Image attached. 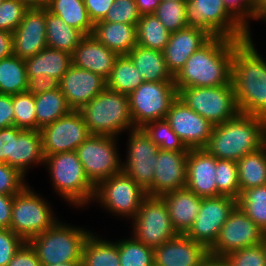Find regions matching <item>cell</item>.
I'll return each instance as SVG.
<instances>
[{
    "label": "cell",
    "instance_id": "cell-42",
    "mask_svg": "<svg viewBox=\"0 0 266 266\" xmlns=\"http://www.w3.org/2000/svg\"><path fill=\"white\" fill-rule=\"evenodd\" d=\"M216 167L217 196L224 195L238 199L240 186L237 162L217 159Z\"/></svg>",
    "mask_w": 266,
    "mask_h": 266
},
{
    "label": "cell",
    "instance_id": "cell-25",
    "mask_svg": "<svg viewBox=\"0 0 266 266\" xmlns=\"http://www.w3.org/2000/svg\"><path fill=\"white\" fill-rule=\"evenodd\" d=\"M118 57L117 53L101 44L93 35H86L74 49L72 64L107 79Z\"/></svg>",
    "mask_w": 266,
    "mask_h": 266
},
{
    "label": "cell",
    "instance_id": "cell-18",
    "mask_svg": "<svg viewBox=\"0 0 266 266\" xmlns=\"http://www.w3.org/2000/svg\"><path fill=\"white\" fill-rule=\"evenodd\" d=\"M165 119L187 149H204L208 144L214 125L178 98Z\"/></svg>",
    "mask_w": 266,
    "mask_h": 266
},
{
    "label": "cell",
    "instance_id": "cell-61",
    "mask_svg": "<svg viewBox=\"0 0 266 266\" xmlns=\"http://www.w3.org/2000/svg\"><path fill=\"white\" fill-rule=\"evenodd\" d=\"M48 266H82V261L65 262Z\"/></svg>",
    "mask_w": 266,
    "mask_h": 266
},
{
    "label": "cell",
    "instance_id": "cell-32",
    "mask_svg": "<svg viewBox=\"0 0 266 266\" xmlns=\"http://www.w3.org/2000/svg\"><path fill=\"white\" fill-rule=\"evenodd\" d=\"M91 232L82 250V266H121L118 241L99 238Z\"/></svg>",
    "mask_w": 266,
    "mask_h": 266
},
{
    "label": "cell",
    "instance_id": "cell-64",
    "mask_svg": "<svg viewBox=\"0 0 266 266\" xmlns=\"http://www.w3.org/2000/svg\"><path fill=\"white\" fill-rule=\"evenodd\" d=\"M261 245L263 247V250H264V254H265V257H266V235L264 236L262 242H261Z\"/></svg>",
    "mask_w": 266,
    "mask_h": 266
},
{
    "label": "cell",
    "instance_id": "cell-57",
    "mask_svg": "<svg viewBox=\"0 0 266 266\" xmlns=\"http://www.w3.org/2000/svg\"><path fill=\"white\" fill-rule=\"evenodd\" d=\"M13 55L12 32L0 30V60Z\"/></svg>",
    "mask_w": 266,
    "mask_h": 266
},
{
    "label": "cell",
    "instance_id": "cell-56",
    "mask_svg": "<svg viewBox=\"0 0 266 266\" xmlns=\"http://www.w3.org/2000/svg\"><path fill=\"white\" fill-rule=\"evenodd\" d=\"M13 196L0 194V229H9L12 217Z\"/></svg>",
    "mask_w": 266,
    "mask_h": 266
},
{
    "label": "cell",
    "instance_id": "cell-39",
    "mask_svg": "<svg viewBox=\"0 0 266 266\" xmlns=\"http://www.w3.org/2000/svg\"><path fill=\"white\" fill-rule=\"evenodd\" d=\"M237 206L266 232V185L243 191L237 199Z\"/></svg>",
    "mask_w": 266,
    "mask_h": 266
},
{
    "label": "cell",
    "instance_id": "cell-51",
    "mask_svg": "<svg viewBox=\"0 0 266 266\" xmlns=\"http://www.w3.org/2000/svg\"><path fill=\"white\" fill-rule=\"evenodd\" d=\"M23 130L24 129L16 126L0 129V163H6L13 167L14 139H16Z\"/></svg>",
    "mask_w": 266,
    "mask_h": 266
},
{
    "label": "cell",
    "instance_id": "cell-24",
    "mask_svg": "<svg viewBox=\"0 0 266 266\" xmlns=\"http://www.w3.org/2000/svg\"><path fill=\"white\" fill-rule=\"evenodd\" d=\"M212 37L198 28L186 27L171 32L163 53L167 68L173 76L180 71L188 58Z\"/></svg>",
    "mask_w": 266,
    "mask_h": 266
},
{
    "label": "cell",
    "instance_id": "cell-36",
    "mask_svg": "<svg viewBox=\"0 0 266 266\" xmlns=\"http://www.w3.org/2000/svg\"><path fill=\"white\" fill-rule=\"evenodd\" d=\"M143 82V78L132 60L127 55H121L116 59L115 65L106 79V87L129 95Z\"/></svg>",
    "mask_w": 266,
    "mask_h": 266
},
{
    "label": "cell",
    "instance_id": "cell-30",
    "mask_svg": "<svg viewBox=\"0 0 266 266\" xmlns=\"http://www.w3.org/2000/svg\"><path fill=\"white\" fill-rule=\"evenodd\" d=\"M44 161L40 130H23L14 139L13 167L25 176L29 167L44 165Z\"/></svg>",
    "mask_w": 266,
    "mask_h": 266
},
{
    "label": "cell",
    "instance_id": "cell-19",
    "mask_svg": "<svg viewBox=\"0 0 266 266\" xmlns=\"http://www.w3.org/2000/svg\"><path fill=\"white\" fill-rule=\"evenodd\" d=\"M186 151L159 150L154 171L153 185L146 191L149 196H162L165 193L184 189L187 176Z\"/></svg>",
    "mask_w": 266,
    "mask_h": 266
},
{
    "label": "cell",
    "instance_id": "cell-21",
    "mask_svg": "<svg viewBox=\"0 0 266 266\" xmlns=\"http://www.w3.org/2000/svg\"><path fill=\"white\" fill-rule=\"evenodd\" d=\"M209 250L185 234H178L154 249L156 266H204Z\"/></svg>",
    "mask_w": 266,
    "mask_h": 266
},
{
    "label": "cell",
    "instance_id": "cell-10",
    "mask_svg": "<svg viewBox=\"0 0 266 266\" xmlns=\"http://www.w3.org/2000/svg\"><path fill=\"white\" fill-rule=\"evenodd\" d=\"M146 196V192L132 178L120 172L95 186L92 202L97 201L114 216L133 220Z\"/></svg>",
    "mask_w": 266,
    "mask_h": 266
},
{
    "label": "cell",
    "instance_id": "cell-63",
    "mask_svg": "<svg viewBox=\"0 0 266 266\" xmlns=\"http://www.w3.org/2000/svg\"><path fill=\"white\" fill-rule=\"evenodd\" d=\"M260 120L263 123L264 131L266 133V108L258 115Z\"/></svg>",
    "mask_w": 266,
    "mask_h": 266
},
{
    "label": "cell",
    "instance_id": "cell-11",
    "mask_svg": "<svg viewBox=\"0 0 266 266\" xmlns=\"http://www.w3.org/2000/svg\"><path fill=\"white\" fill-rule=\"evenodd\" d=\"M118 139L119 137L90 135L76 149L88 179L95 186L122 172V160L117 150Z\"/></svg>",
    "mask_w": 266,
    "mask_h": 266
},
{
    "label": "cell",
    "instance_id": "cell-33",
    "mask_svg": "<svg viewBox=\"0 0 266 266\" xmlns=\"http://www.w3.org/2000/svg\"><path fill=\"white\" fill-rule=\"evenodd\" d=\"M46 9L85 36L92 34L94 24L83 0H49Z\"/></svg>",
    "mask_w": 266,
    "mask_h": 266
},
{
    "label": "cell",
    "instance_id": "cell-58",
    "mask_svg": "<svg viewBox=\"0 0 266 266\" xmlns=\"http://www.w3.org/2000/svg\"><path fill=\"white\" fill-rule=\"evenodd\" d=\"M140 15L153 14L161 0H135Z\"/></svg>",
    "mask_w": 266,
    "mask_h": 266
},
{
    "label": "cell",
    "instance_id": "cell-27",
    "mask_svg": "<svg viewBox=\"0 0 266 266\" xmlns=\"http://www.w3.org/2000/svg\"><path fill=\"white\" fill-rule=\"evenodd\" d=\"M91 35L119 56L127 55L137 45L136 25L101 20L94 24Z\"/></svg>",
    "mask_w": 266,
    "mask_h": 266
},
{
    "label": "cell",
    "instance_id": "cell-7",
    "mask_svg": "<svg viewBox=\"0 0 266 266\" xmlns=\"http://www.w3.org/2000/svg\"><path fill=\"white\" fill-rule=\"evenodd\" d=\"M177 98L213 125L240 114L232 82L215 87L177 88Z\"/></svg>",
    "mask_w": 266,
    "mask_h": 266
},
{
    "label": "cell",
    "instance_id": "cell-16",
    "mask_svg": "<svg viewBox=\"0 0 266 266\" xmlns=\"http://www.w3.org/2000/svg\"><path fill=\"white\" fill-rule=\"evenodd\" d=\"M236 206L237 199L229 196L202 198L198 216L185 235L209 250Z\"/></svg>",
    "mask_w": 266,
    "mask_h": 266
},
{
    "label": "cell",
    "instance_id": "cell-20",
    "mask_svg": "<svg viewBox=\"0 0 266 266\" xmlns=\"http://www.w3.org/2000/svg\"><path fill=\"white\" fill-rule=\"evenodd\" d=\"M106 88V79L74 66L59 80V89L72 110L78 111Z\"/></svg>",
    "mask_w": 266,
    "mask_h": 266
},
{
    "label": "cell",
    "instance_id": "cell-1",
    "mask_svg": "<svg viewBox=\"0 0 266 266\" xmlns=\"http://www.w3.org/2000/svg\"><path fill=\"white\" fill-rule=\"evenodd\" d=\"M254 44L252 35L233 39L231 82L240 113L259 115L266 108V60Z\"/></svg>",
    "mask_w": 266,
    "mask_h": 266
},
{
    "label": "cell",
    "instance_id": "cell-9",
    "mask_svg": "<svg viewBox=\"0 0 266 266\" xmlns=\"http://www.w3.org/2000/svg\"><path fill=\"white\" fill-rule=\"evenodd\" d=\"M187 27L198 28L211 37L244 40L251 36L225 9L223 0H187Z\"/></svg>",
    "mask_w": 266,
    "mask_h": 266
},
{
    "label": "cell",
    "instance_id": "cell-29",
    "mask_svg": "<svg viewBox=\"0 0 266 266\" xmlns=\"http://www.w3.org/2000/svg\"><path fill=\"white\" fill-rule=\"evenodd\" d=\"M127 56L138 68L144 82H174L162 51L136 45Z\"/></svg>",
    "mask_w": 266,
    "mask_h": 266
},
{
    "label": "cell",
    "instance_id": "cell-3",
    "mask_svg": "<svg viewBox=\"0 0 266 266\" xmlns=\"http://www.w3.org/2000/svg\"><path fill=\"white\" fill-rule=\"evenodd\" d=\"M266 144V133L258 115L242 114L214 125L205 150L221 160L237 162Z\"/></svg>",
    "mask_w": 266,
    "mask_h": 266
},
{
    "label": "cell",
    "instance_id": "cell-49",
    "mask_svg": "<svg viewBox=\"0 0 266 266\" xmlns=\"http://www.w3.org/2000/svg\"><path fill=\"white\" fill-rule=\"evenodd\" d=\"M226 11L249 33V20H255L254 0H223ZM249 19V20H248Z\"/></svg>",
    "mask_w": 266,
    "mask_h": 266
},
{
    "label": "cell",
    "instance_id": "cell-22",
    "mask_svg": "<svg viewBox=\"0 0 266 266\" xmlns=\"http://www.w3.org/2000/svg\"><path fill=\"white\" fill-rule=\"evenodd\" d=\"M12 35L13 55L21 59L46 48V8L29 9Z\"/></svg>",
    "mask_w": 266,
    "mask_h": 266
},
{
    "label": "cell",
    "instance_id": "cell-4",
    "mask_svg": "<svg viewBox=\"0 0 266 266\" xmlns=\"http://www.w3.org/2000/svg\"><path fill=\"white\" fill-rule=\"evenodd\" d=\"M78 111L91 135L119 137L134 128L128 95L107 87Z\"/></svg>",
    "mask_w": 266,
    "mask_h": 266
},
{
    "label": "cell",
    "instance_id": "cell-55",
    "mask_svg": "<svg viewBox=\"0 0 266 266\" xmlns=\"http://www.w3.org/2000/svg\"><path fill=\"white\" fill-rule=\"evenodd\" d=\"M14 126L13 95L0 94V129Z\"/></svg>",
    "mask_w": 266,
    "mask_h": 266
},
{
    "label": "cell",
    "instance_id": "cell-47",
    "mask_svg": "<svg viewBox=\"0 0 266 266\" xmlns=\"http://www.w3.org/2000/svg\"><path fill=\"white\" fill-rule=\"evenodd\" d=\"M140 17L135 0H115L103 21L137 26Z\"/></svg>",
    "mask_w": 266,
    "mask_h": 266
},
{
    "label": "cell",
    "instance_id": "cell-41",
    "mask_svg": "<svg viewBox=\"0 0 266 266\" xmlns=\"http://www.w3.org/2000/svg\"><path fill=\"white\" fill-rule=\"evenodd\" d=\"M150 139L159 147L160 150L186 151V146L170 127L166 119L150 121L143 127Z\"/></svg>",
    "mask_w": 266,
    "mask_h": 266
},
{
    "label": "cell",
    "instance_id": "cell-54",
    "mask_svg": "<svg viewBox=\"0 0 266 266\" xmlns=\"http://www.w3.org/2000/svg\"><path fill=\"white\" fill-rule=\"evenodd\" d=\"M93 24L103 20L115 0H83Z\"/></svg>",
    "mask_w": 266,
    "mask_h": 266
},
{
    "label": "cell",
    "instance_id": "cell-26",
    "mask_svg": "<svg viewBox=\"0 0 266 266\" xmlns=\"http://www.w3.org/2000/svg\"><path fill=\"white\" fill-rule=\"evenodd\" d=\"M160 197L165 201L177 234H186L198 216L202 197L187 188L171 191Z\"/></svg>",
    "mask_w": 266,
    "mask_h": 266
},
{
    "label": "cell",
    "instance_id": "cell-28",
    "mask_svg": "<svg viewBox=\"0 0 266 266\" xmlns=\"http://www.w3.org/2000/svg\"><path fill=\"white\" fill-rule=\"evenodd\" d=\"M71 65V54L49 47L25 59L27 77L47 75L59 81Z\"/></svg>",
    "mask_w": 266,
    "mask_h": 266
},
{
    "label": "cell",
    "instance_id": "cell-14",
    "mask_svg": "<svg viewBox=\"0 0 266 266\" xmlns=\"http://www.w3.org/2000/svg\"><path fill=\"white\" fill-rule=\"evenodd\" d=\"M129 132L126 162H122V172L146 192L153 185L160 149L142 127L132 128Z\"/></svg>",
    "mask_w": 266,
    "mask_h": 266
},
{
    "label": "cell",
    "instance_id": "cell-35",
    "mask_svg": "<svg viewBox=\"0 0 266 266\" xmlns=\"http://www.w3.org/2000/svg\"><path fill=\"white\" fill-rule=\"evenodd\" d=\"M237 165L240 194L247 189L266 185V144L240 158Z\"/></svg>",
    "mask_w": 266,
    "mask_h": 266
},
{
    "label": "cell",
    "instance_id": "cell-48",
    "mask_svg": "<svg viewBox=\"0 0 266 266\" xmlns=\"http://www.w3.org/2000/svg\"><path fill=\"white\" fill-rule=\"evenodd\" d=\"M25 177L18 169L0 163V194L14 196L20 193L28 185Z\"/></svg>",
    "mask_w": 266,
    "mask_h": 266
},
{
    "label": "cell",
    "instance_id": "cell-53",
    "mask_svg": "<svg viewBox=\"0 0 266 266\" xmlns=\"http://www.w3.org/2000/svg\"><path fill=\"white\" fill-rule=\"evenodd\" d=\"M8 266H41L36 252L28 242H25L15 253Z\"/></svg>",
    "mask_w": 266,
    "mask_h": 266
},
{
    "label": "cell",
    "instance_id": "cell-60",
    "mask_svg": "<svg viewBox=\"0 0 266 266\" xmlns=\"http://www.w3.org/2000/svg\"><path fill=\"white\" fill-rule=\"evenodd\" d=\"M23 2L29 9L46 8L49 0H19Z\"/></svg>",
    "mask_w": 266,
    "mask_h": 266
},
{
    "label": "cell",
    "instance_id": "cell-17",
    "mask_svg": "<svg viewBox=\"0 0 266 266\" xmlns=\"http://www.w3.org/2000/svg\"><path fill=\"white\" fill-rule=\"evenodd\" d=\"M44 156L76 151L91 134L79 111L72 110L40 129Z\"/></svg>",
    "mask_w": 266,
    "mask_h": 266
},
{
    "label": "cell",
    "instance_id": "cell-45",
    "mask_svg": "<svg viewBox=\"0 0 266 266\" xmlns=\"http://www.w3.org/2000/svg\"><path fill=\"white\" fill-rule=\"evenodd\" d=\"M220 260L225 266H266L261 244L232 251Z\"/></svg>",
    "mask_w": 266,
    "mask_h": 266
},
{
    "label": "cell",
    "instance_id": "cell-2",
    "mask_svg": "<svg viewBox=\"0 0 266 266\" xmlns=\"http://www.w3.org/2000/svg\"><path fill=\"white\" fill-rule=\"evenodd\" d=\"M233 39L212 37L174 76L176 88L215 87L231 83Z\"/></svg>",
    "mask_w": 266,
    "mask_h": 266
},
{
    "label": "cell",
    "instance_id": "cell-38",
    "mask_svg": "<svg viewBox=\"0 0 266 266\" xmlns=\"http://www.w3.org/2000/svg\"><path fill=\"white\" fill-rule=\"evenodd\" d=\"M137 45L153 50L164 51L170 33L154 15H142L136 26Z\"/></svg>",
    "mask_w": 266,
    "mask_h": 266
},
{
    "label": "cell",
    "instance_id": "cell-13",
    "mask_svg": "<svg viewBox=\"0 0 266 266\" xmlns=\"http://www.w3.org/2000/svg\"><path fill=\"white\" fill-rule=\"evenodd\" d=\"M132 223V236L153 249L178 235L160 196L147 195Z\"/></svg>",
    "mask_w": 266,
    "mask_h": 266
},
{
    "label": "cell",
    "instance_id": "cell-31",
    "mask_svg": "<svg viewBox=\"0 0 266 266\" xmlns=\"http://www.w3.org/2000/svg\"><path fill=\"white\" fill-rule=\"evenodd\" d=\"M85 35L46 9V45L73 54Z\"/></svg>",
    "mask_w": 266,
    "mask_h": 266
},
{
    "label": "cell",
    "instance_id": "cell-8",
    "mask_svg": "<svg viewBox=\"0 0 266 266\" xmlns=\"http://www.w3.org/2000/svg\"><path fill=\"white\" fill-rule=\"evenodd\" d=\"M50 203L27 185L13 196L10 228L25 242L52 228L59 220Z\"/></svg>",
    "mask_w": 266,
    "mask_h": 266
},
{
    "label": "cell",
    "instance_id": "cell-46",
    "mask_svg": "<svg viewBox=\"0 0 266 266\" xmlns=\"http://www.w3.org/2000/svg\"><path fill=\"white\" fill-rule=\"evenodd\" d=\"M28 10L19 0H3L0 5V30L13 33Z\"/></svg>",
    "mask_w": 266,
    "mask_h": 266
},
{
    "label": "cell",
    "instance_id": "cell-50",
    "mask_svg": "<svg viewBox=\"0 0 266 266\" xmlns=\"http://www.w3.org/2000/svg\"><path fill=\"white\" fill-rule=\"evenodd\" d=\"M24 243L25 241L11 229H0V266H8Z\"/></svg>",
    "mask_w": 266,
    "mask_h": 266
},
{
    "label": "cell",
    "instance_id": "cell-52",
    "mask_svg": "<svg viewBox=\"0 0 266 266\" xmlns=\"http://www.w3.org/2000/svg\"><path fill=\"white\" fill-rule=\"evenodd\" d=\"M26 92L35 95L59 88V81L51 76L27 77Z\"/></svg>",
    "mask_w": 266,
    "mask_h": 266
},
{
    "label": "cell",
    "instance_id": "cell-34",
    "mask_svg": "<svg viewBox=\"0 0 266 266\" xmlns=\"http://www.w3.org/2000/svg\"><path fill=\"white\" fill-rule=\"evenodd\" d=\"M34 101L37 130L54 123L57 119L66 116L72 111L59 88L35 95Z\"/></svg>",
    "mask_w": 266,
    "mask_h": 266
},
{
    "label": "cell",
    "instance_id": "cell-65",
    "mask_svg": "<svg viewBox=\"0 0 266 266\" xmlns=\"http://www.w3.org/2000/svg\"><path fill=\"white\" fill-rule=\"evenodd\" d=\"M162 1H170V0H161ZM171 1H181V0H171Z\"/></svg>",
    "mask_w": 266,
    "mask_h": 266
},
{
    "label": "cell",
    "instance_id": "cell-37",
    "mask_svg": "<svg viewBox=\"0 0 266 266\" xmlns=\"http://www.w3.org/2000/svg\"><path fill=\"white\" fill-rule=\"evenodd\" d=\"M25 60L12 55L0 60V94L14 95L27 90Z\"/></svg>",
    "mask_w": 266,
    "mask_h": 266
},
{
    "label": "cell",
    "instance_id": "cell-15",
    "mask_svg": "<svg viewBox=\"0 0 266 266\" xmlns=\"http://www.w3.org/2000/svg\"><path fill=\"white\" fill-rule=\"evenodd\" d=\"M265 235L266 232L236 206L209 249L210 259L220 260L232 251L261 244Z\"/></svg>",
    "mask_w": 266,
    "mask_h": 266
},
{
    "label": "cell",
    "instance_id": "cell-40",
    "mask_svg": "<svg viewBox=\"0 0 266 266\" xmlns=\"http://www.w3.org/2000/svg\"><path fill=\"white\" fill-rule=\"evenodd\" d=\"M119 258L121 266H153L154 249L133 236L118 241Z\"/></svg>",
    "mask_w": 266,
    "mask_h": 266
},
{
    "label": "cell",
    "instance_id": "cell-59",
    "mask_svg": "<svg viewBox=\"0 0 266 266\" xmlns=\"http://www.w3.org/2000/svg\"><path fill=\"white\" fill-rule=\"evenodd\" d=\"M255 20H264L266 22V0H254Z\"/></svg>",
    "mask_w": 266,
    "mask_h": 266
},
{
    "label": "cell",
    "instance_id": "cell-43",
    "mask_svg": "<svg viewBox=\"0 0 266 266\" xmlns=\"http://www.w3.org/2000/svg\"><path fill=\"white\" fill-rule=\"evenodd\" d=\"M187 0L162 1L153 13L169 32H175L187 27Z\"/></svg>",
    "mask_w": 266,
    "mask_h": 266
},
{
    "label": "cell",
    "instance_id": "cell-23",
    "mask_svg": "<svg viewBox=\"0 0 266 266\" xmlns=\"http://www.w3.org/2000/svg\"><path fill=\"white\" fill-rule=\"evenodd\" d=\"M216 163L205 149H189L185 188L202 198L217 196Z\"/></svg>",
    "mask_w": 266,
    "mask_h": 266
},
{
    "label": "cell",
    "instance_id": "cell-44",
    "mask_svg": "<svg viewBox=\"0 0 266 266\" xmlns=\"http://www.w3.org/2000/svg\"><path fill=\"white\" fill-rule=\"evenodd\" d=\"M14 126L37 130L34 95L28 92L13 95Z\"/></svg>",
    "mask_w": 266,
    "mask_h": 266
},
{
    "label": "cell",
    "instance_id": "cell-12",
    "mask_svg": "<svg viewBox=\"0 0 266 266\" xmlns=\"http://www.w3.org/2000/svg\"><path fill=\"white\" fill-rule=\"evenodd\" d=\"M134 128L150 121L165 119L177 99L174 82H143L128 95Z\"/></svg>",
    "mask_w": 266,
    "mask_h": 266
},
{
    "label": "cell",
    "instance_id": "cell-6",
    "mask_svg": "<svg viewBox=\"0 0 266 266\" xmlns=\"http://www.w3.org/2000/svg\"><path fill=\"white\" fill-rule=\"evenodd\" d=\"M91 231L60 222L31 238L28 243L36 252L41 266L82 261L84 243Z\"/></svg>",
    "mask_w": 266,
    "mask_h": 266
},
{
    "label": "cell",
    "instance_id": "cell-62",
    "mask_svg": "<svg viewBox=\"0 0 266 266\" xmlns=\"http://www.w3.org/2000/svg\"><path fill=\"white\" fill-rule=\"evenodd\" d=\"M204 266H225L221 260L210 259Z\"/></svg>",
    "mask_w": 266,
    "mask_h": 266
},
{
    "label": "cell",
    "instance_id": "cell-5",
    "mask_svg": "<svg viewBox=\"0 0 266 266\" xmlns=\"http://www.w3.org/2000/svg\"><path fill=\"white\" fill-rule=\"evenodd\" d=\"M55 192L79 208L92 203L95 185L88 179L77 152H64L45 157Z\"/></svg>",
    "mask_w": 266,
    "mask_h": 266
}]
</instances>
